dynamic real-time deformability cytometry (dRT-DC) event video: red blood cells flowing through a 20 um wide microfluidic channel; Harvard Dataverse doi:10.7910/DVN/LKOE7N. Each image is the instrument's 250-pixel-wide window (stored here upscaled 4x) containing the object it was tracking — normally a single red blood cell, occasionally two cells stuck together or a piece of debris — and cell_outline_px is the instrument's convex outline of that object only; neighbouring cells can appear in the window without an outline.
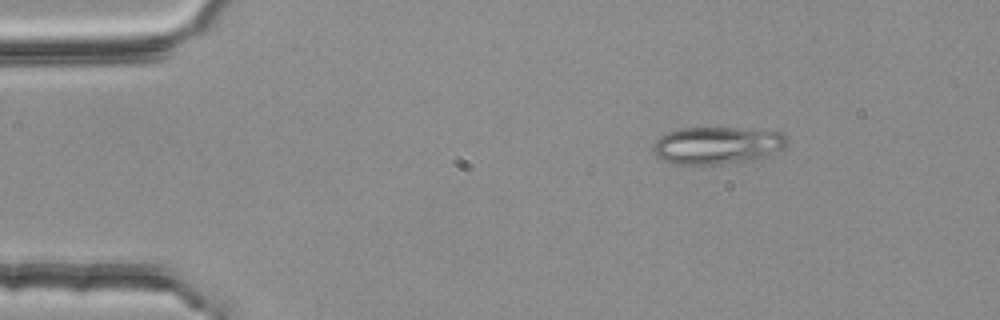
{"species": "common noctule bat (a hibernating species)", "species_latin": "Nyctalus noctula", "temperature_condition": "room temperature", "stored_images_in_passage": 3, "camera_frame_rate_fps": 3000, "um_per_image_px": 0.085, "animal": {"sex": "female", "body_mass_g": 25.1}, "frame": {"image": 1, "passage_image": 1, "time_ms": 0.0, "image_size_px": [1000, 320], "cell_outline_px": [[788, 144], [784, 148], [768, 156], [756, 160], [720, 164], [672, 164], [656, 156], [652, 148], [652, 144], [660, 136], [668, 132], [680, 128], [736, 128], [784, 132], [788, 136]], "centroid_in_image_um": [61.0, 12.36], "position_along_channel_um": 24.0, "area_um2": 29.54}}